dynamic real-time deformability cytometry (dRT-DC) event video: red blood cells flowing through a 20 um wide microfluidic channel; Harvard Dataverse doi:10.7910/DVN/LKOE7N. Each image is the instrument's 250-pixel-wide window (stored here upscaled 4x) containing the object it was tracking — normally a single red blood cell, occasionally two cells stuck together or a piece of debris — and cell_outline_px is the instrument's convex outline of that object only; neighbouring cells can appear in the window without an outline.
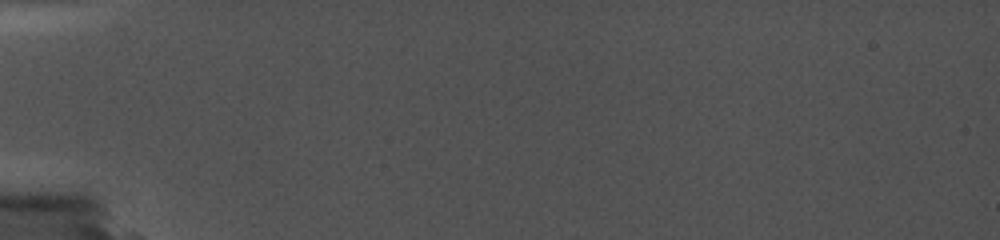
{"species": "common noctule bat (a hibernating species)", "species_latin": "Nyctalus noctula", "temperature_condition": "cold", "stored_images_in_passage": 3, "camera_frame_rate_fps": 5000, "um_per_image_px": 0.085, "animal": {"sex": "female", "body_mass_g": 19.0, "forearm_length_mm": 56.7}, "frame": {"image": 1, "passage_image": 2, "time_ms": 0.6, "image_size_px": [1000, 240], "cell_outline_px": [[724, 136], [688, 140], [612, 140], [584, 136], [576, 132], [576, 128], [652, 128], [708, 132]], "centroid_in_image_um": [54.72, 11.39], "position_along_channel_um": 30.3, "area_um2": 10.06}}